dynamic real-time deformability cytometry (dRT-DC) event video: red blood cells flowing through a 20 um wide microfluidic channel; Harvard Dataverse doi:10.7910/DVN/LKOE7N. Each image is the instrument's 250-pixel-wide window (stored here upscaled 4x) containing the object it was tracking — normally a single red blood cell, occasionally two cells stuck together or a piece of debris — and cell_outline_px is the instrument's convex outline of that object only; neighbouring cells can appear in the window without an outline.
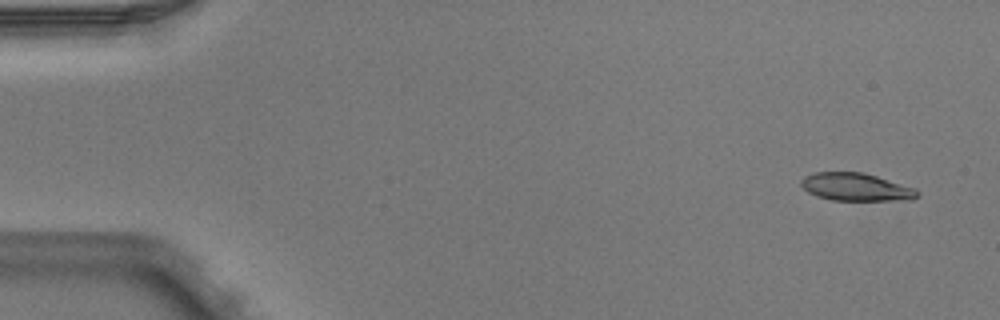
{"species": "Egyptian fruit bat (a non-hibernating species)", "species_latin": "Rousettus aegyptiacus", "temperature_condition": "warm", "stored_images_in_passage": 4, "camera_frame_rate_fps": 3000, "um_per_image_px": 0.085, "animal": {"sex": "male"}, "frame": {"image": 1, "passage_image": 1, "time_ms": 0.0, "image_size_px": [1000, 320], "cell_outline_px": [[920, 196], [912, 200], [832, 200], [816, 196], [808, 192], [800, 184], [800, 180], [804, 176], [816, 172], [864, 172], [916, 188], [920, 192]], "centroid_in_image_um": [72.79, 15.9], "position_along_channel_um": 12.2, "area_um2": 19.02}}
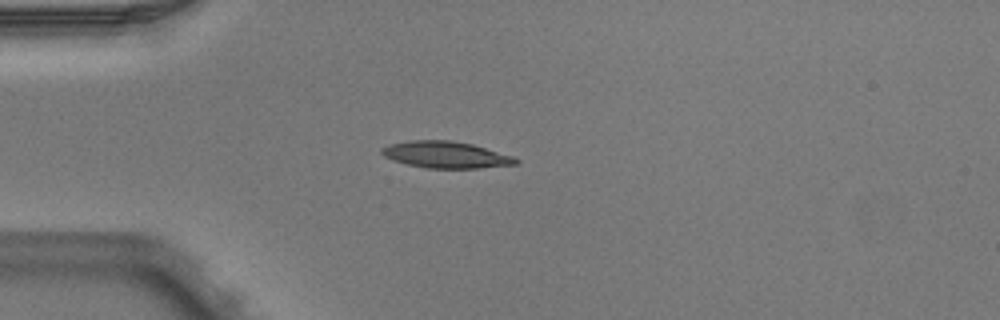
{"frame": {"image": 2, "passage_image": 4, "time_ms": 1.0, "image_size_px": [1000, 320], "cell_outline_px": [[520, 164], [480, 168], [428, 168], [408, 164], [384, 156], [380, 152], [388, 144], [408, 140], [452, 140], [472, 144], [512, 156], [520, 160]], "centroid_in_image_um": [37.94, 13.15], "position_along_channel_um": 47.1, "area_um2": 20.69}}